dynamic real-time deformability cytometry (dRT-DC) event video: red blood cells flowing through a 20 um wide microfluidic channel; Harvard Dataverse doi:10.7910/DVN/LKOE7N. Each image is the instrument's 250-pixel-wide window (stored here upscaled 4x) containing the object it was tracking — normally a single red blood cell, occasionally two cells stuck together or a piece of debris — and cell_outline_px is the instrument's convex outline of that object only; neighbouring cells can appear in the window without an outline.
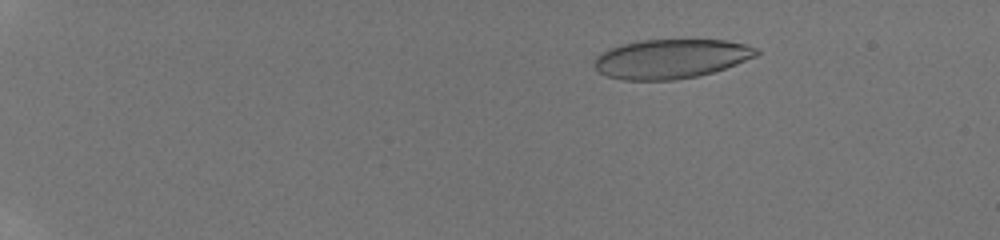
{"species": "human", "species_latin": "Homo sapiens", "temperature_condition": "room temperature", "stored_images_in_passage": 52, "camera_frame_rate_fps": 3000, "um_per_image_px": 0.085, "donor": {"sex": "male"}, "frame": {"image": 1, "passage_image": 10, "time_ms": 3.0, "image_size_px": [1000, 240], "cell_outline_px": [[760, 52], [756, 56], [736, 64], [712, 72], [696, 76], [676, 80], [624, 80], [608, 76], [600, 72], [596, 68], [596, 56], [600, 52], [608, 48], [620, 44], [640, 40], [724, 40], [744, 44], [756, 48]], "centroid_in_image_um": [57.01, 4.99], "position_along_channel_um": 28.0, "area_um2": 36.93}}
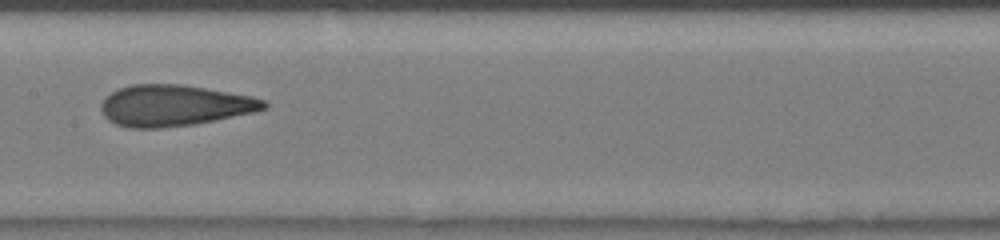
{"frame": {"image": 2, "passage_image": 31, "time_ms": 10.0, "image_size_px": [1000, 240], "cell_outline_px": [[268, 108], [252, 112], [192, 124], [160, 128], [128, 128], [116, 124], [108, 120], [104, 116], [100, 108], [100, 104], [104, 96], [120, 88], [132, 84], [180, 84], [252, 96], [264, 100], [268, 104]], "centroid_in_image_um": [14.75, 8.96], "position_along_channel_um": 192.6, "area_um2": 38.84}}
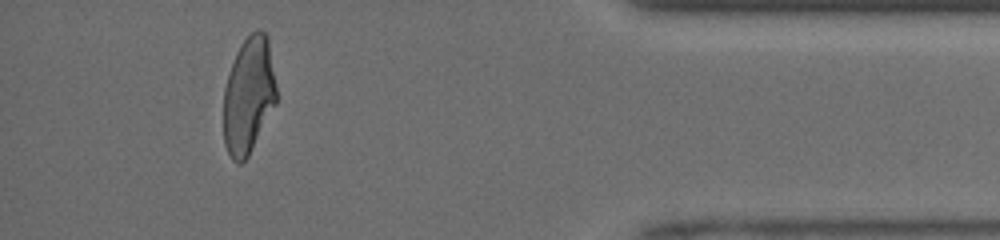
{"frame": {"image": 3, "passage_image": 49, "time_ms": 16.0, "image_size_px": [1000, 240], "cell_outline_px": [[276, 104], [248, 156], [240, 164], [236, 164], [232, 160], [224, 144], [224, 88], [236, 52], [240, 44], [256, 28], [260, 28], [268, 36], [276, 84]], "centroid_in_image_um": [21.14, 8.1], "position_along_channel_um": 414.1, "area_um2": 36.01}, "authors_computed_cell_mechanics": {"area_um2": 38.2347, "velocity_mm_per_s": 4.2647, "shape_relaxation_time_tau1_ms": null, "shape_relaxation_time_tau2_ms": 1.0099, "deformation_change_tau1": null, "deformation_change_tau2": 0.0988}}